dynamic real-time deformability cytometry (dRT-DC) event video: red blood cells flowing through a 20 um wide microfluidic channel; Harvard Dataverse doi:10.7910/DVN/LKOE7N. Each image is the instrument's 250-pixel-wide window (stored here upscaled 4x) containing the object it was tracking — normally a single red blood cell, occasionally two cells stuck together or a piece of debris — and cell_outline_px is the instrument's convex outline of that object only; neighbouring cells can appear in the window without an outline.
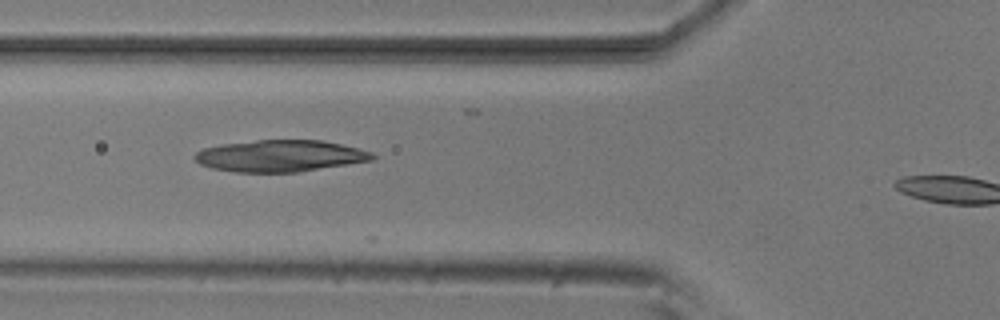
{"species": "common noctule bat (a hibernating species)", "species_latin": "Nyctalus noctula", "temperature_condition": "room temperature", "stored_images_in_passage": 11, "camera_frame_rate_fps": 3000, "um_per_image_px": 0.085, "animal": {"sex": "male", "body_mass_g": 20.5, "forearm_length_mm": 52.5}, "frame": {"image": 1, "passage_image": 7, "time_ms": 2.0, "image_size_px": [1000, 320], "cell_outline_px": [[376, 156], [372, 160], [296, 172], [236, 172], [212, 168], [200, 164], [192, 156], [196, 152], [204, 148], [224, 144], [256, 140], [320, 140], [340, 144], [372, 152]], "centroid_in_image_um": [23.78, 13.25], "position_along_channel_um": 102.0, "area_um2": 32.43}}
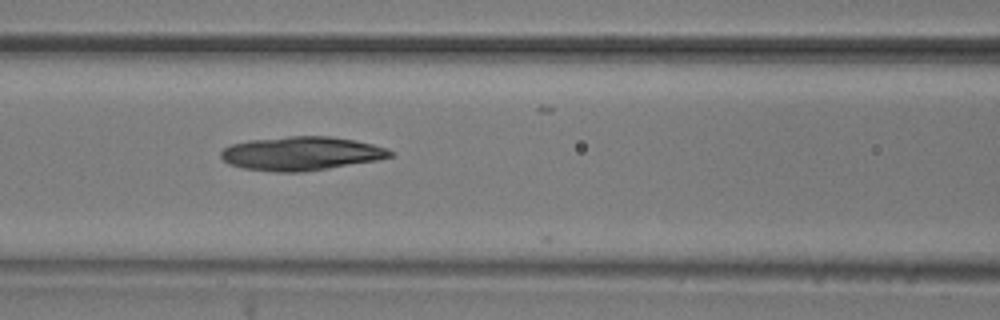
{"frame": {"image": 2, "passage_image": 10, "time_ms": 3.0, "image_size_px": [1000, 320], "cell_outline_px": [[392, 156], [376, 160], [304, 172], [276, 172], [244, 168], [228, 164], [220, 156], [220, 152], [224, 148], [232, 144], [248, 140], [288, 136], [332, 136], [372, 144], [388, 148], [392, 152]], "centroid_in_image_um": [25.57, 13.04], "position_along_channel_um": 141.0, "area_um2": 33.18}}